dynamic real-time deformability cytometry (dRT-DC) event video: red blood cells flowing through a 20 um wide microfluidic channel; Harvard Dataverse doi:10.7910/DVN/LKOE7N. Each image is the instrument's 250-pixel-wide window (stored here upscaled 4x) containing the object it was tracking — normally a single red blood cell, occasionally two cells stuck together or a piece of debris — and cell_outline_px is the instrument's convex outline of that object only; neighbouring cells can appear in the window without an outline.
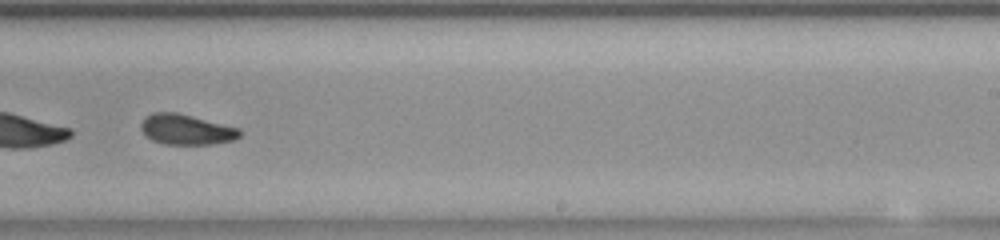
{"species": "common noctule bat (a hibernating species)", "species_latin": "Nyctalus noctula", "temperature_condition": "room temperature", "stored_images_in_passage": 52, "segment_of_instrument_passage": [2, 2], "camera_frame_rate_fps": 3000, "um_per_image_px": 0.085, "animal": {"sex": "female", "body_mass_g": 23.0, "forearm_length_mm": 53.4}, "frame": {"image": 1, "passage_image": 33, "time_ms": 10.667, "image_size_px": [1000, 240], "cell_outline_px": [[240, 136], [232, 140], [212, 144], [164, 144], [152, 140], [140, 128], [140, 124], [144, 116], [152, 112], [176, 112], [240, 128]], "centroid_in_image_um": [15.8, 11.0], "position_along_channel_um": 273.2, "area_um2": 17.4}}